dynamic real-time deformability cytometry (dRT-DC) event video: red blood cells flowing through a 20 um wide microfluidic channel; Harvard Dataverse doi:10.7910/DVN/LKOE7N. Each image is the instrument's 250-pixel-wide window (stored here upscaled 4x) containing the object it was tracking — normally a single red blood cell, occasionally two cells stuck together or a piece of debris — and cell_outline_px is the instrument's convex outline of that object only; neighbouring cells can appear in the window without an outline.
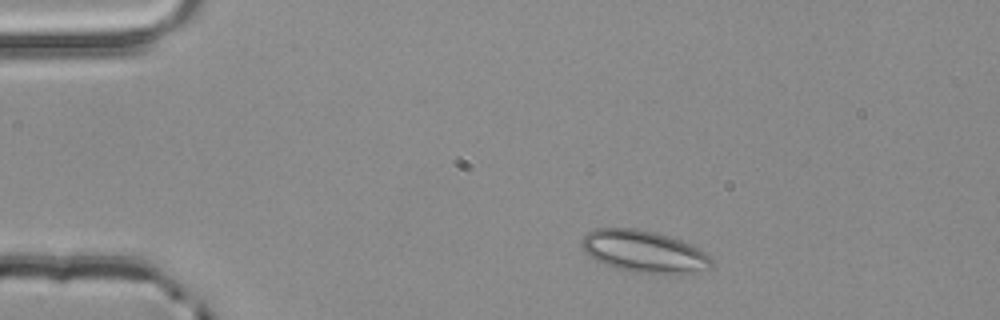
{"species": "common noctule bat (a hibernating species)", "species_latin": "Nyctalus noctula", "temperature_condition": "room temperature", "stored_images_in_passage": 2, "camera_frame_rate_fps": 3000, "um_per_image_px": 0.085, "animal": {"sex": "male", "body_mass_g": 20.4}, "frame": {"image": 1, "passage_image": 1, "time_ms": 0.0, "image_size_px": [1000, 320], "cell_outline_px": [[712, 268], [676, 276], [632, 272], [616, 268], [604, 264], [588, 256], [580, 244], [580, 240], [588, 232], [596, 228], [636, 228], [656, 232], [692, 244], [712, 256]], "centroid_in_image_um": [54.78, 21.4], "position_along_channel_um": 30.2, "area_um2": 32.54}}